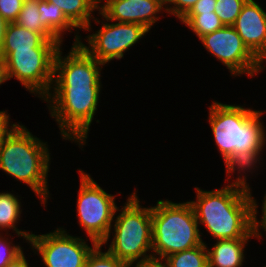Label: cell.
Here are the masks:
<instances>
[{
    "label": "cell",
    "mask_w": 266,
    "mask_h": 267,
    "mask_svg": "<svg viewBox=\"0 0 266 267\" xmlns=\"http://www.w3.org/2000/svg\"><path fill=\"white\" fill-rule=\"evenodd\" d=\"M25 258L26 257L22 251L17 257L10 261L6 267H31Z\"/></svg>",
    "instance_id": "31"
},
{
    "label": "cell",
    "mask_w": 266,
    "mask_h": 267,
    "mask_svg": "<svg viewBox=\"0 0 266 267\" xmlns=\"http://www.w3.org/2000/svg\"><path fill=\"white\" fill-rule=\"evenodd\" d=\"M59 48L12 51L5 59L7 80L15 77L30 93L42 100L51 92L54 59Z\"/></svg>",
    "instance_id": "8"
},
{
    "label": "cell",
    "mask_w": 266,
    "mask_h": 267,
    "mask_svg": "<svg viewBox=\"0 0 266 267\" xmlns=\"http://www.w3.org/2000/svg\"><path fill=\"white\" fill-rule=\"evenodd\" d=\"M32 32L40 33L46 40H58L40 19L39 0H24L23 7L14 22Z\"/></svg>",
    "instance_id": "19"
},
{
    "label": "cell",
    "mask_w": 266,
    "mask_h": 267,
    "mask_svg": "<svg viewBox=\"0 0 266 267\" xmlns=\"http://www.w3.org/2000/svg\"><path fill=\"white\" fill-rule=\"evenodd\" d=\"M262 216H261V220H257V208H258V204L256 202V232H257V238L260 239L262 237L261 232H259L262 228V230H264L266 232V194L264 196V200L262 201Z\"/></svg>",
    "instance_id": "29"
},
{
    "label": "cell",
    "mask_w": 266,
    "mask_h": 267,
    "mask_svg": "<svg viewBox=\"0 0 266 267\" xmlns=\"http://www.w3.org/2000/svg\"><path fill=\"white\" fill-rule=\"evenodd\" d=\"M217 0H199L187 14H203L215 12Z\"/></svg>",
    "instance_id": "28"
},
{
    "label": "cell",
    "mask_w": 266,
    "mask_h": 267,
    "mask_svg": "<svg viewBox=\"0 0 266 267\" xmlns=\"http://www.w3.org/2000/svg\"><path fill=\"white\" fill-rule=\"evenodd\" d=\"M239 174L222 189L205 191L195 187L197 199L189 201L198 224H204L216 240L257 237L256 200L251 196L246 175Z\"/></svg>",
    "instance_id": "3"
},
{
    "label": "cell",
    "mask_w": 266,
    "mask_h": 267,
    "mask_svg": "<svg viewBox=\"0 0 266 267\" xmlns=\"http://www.w3.org/2000/svg\"><path fill=\"white\" fill-rule=\"evenodd\" d=\"M102 245L97 244L89 253L84 267H128L124 261L118 260L110 252H102Z\"/></svg>",
    "instance_id": "23"
},
{
    "label": "cell",
    "mask_w": 266,
    "mask_h": 267,
    "mask_svg": "<svg viewBox=\"0 0 266 267\" xmlns=\"http://www.w3.org/2000/svg\"><path fill=\"white\" fill-rule=\"evenodd\" d=\"M28 243L41 256L45 267H84L96 246L91 248L84 239L69 235L61 227L47 234H32Z\"/></svg>",
    "instance_id": "11"
},
{
    "label": "cell",
    "mask_w": 266,
    "mask_h": 267,
    "mask_svg": "<svg viewBox=\"0 0 266 267\" xmlns=\"http://www.w3.org/2000/svg\"><path fill=\"white\" fill-rule=\"evenodd\" d=\"M153 258L192 249L203 243L194 209L189 201L158 200L151 207ZM155 252V253H154ZM158 255V256H157Z\"/></svg>",
    "instance_id": "5"
},
{
    "label": "cell",
    "mask_w": 266,
    "mask_h": 267,
    "mask_svg": "<svg viewBox=\"0 0 266 267\" xmlns=\"http://www.w3.org/2000/svg\"><path fill=\"white\" fill-rule=\"evenodd\" d=\"M59 40H46L40 33L32 32L16 23H9L0 56L5 59L12 51L32 48H60Z\"/></svg>",
    "instance_id": "14"
},
{
    "label": "cell",
    "mask_w": 266,
    "mask_h": 267,
    "mask_svg": "<svg viewBox=\"0 0 266 267\" xmlns=\"http://www.w3.org/2000/svg\"><path fill=\"white\" fill-rule=\"evenodd\" d=\"M101 3L99 0L98 11L109 21L137 23L148 30L159 20V12L166 8L157 0H104V4Z\"/></svg>",
    "instance_id": "12"
},
{
    "label": "cell",
    "mask_w": 266,
    "mask_h": 267,
    "mask_svg": "<svg viewBox=\"0 0 266 267\" xmlns=\"http://www.w3.org/2000/svg\"><path fill=\"white\" fill-rule=\"evenodd\" d=\"M247 0H217L215 14L224 26H233Z\"/></svg>",
    "instance_id": "22"
},
{
    "label": "cell",
    "mask_w": 266,
    "mask_h": 267,
    "mask_svg": "<svg viewBox=\"0 0 266 267\" xmlns=\"http://www.w3.org/2000/svg\"><path fill=\"white\" fill-rule=\"evenodd\" d=\"M181 22L189 27L200 39L206 34L213 33L224 27V24L215 14L207 12L203 14H186Z\"/></svg>",
    "instance_id": "21"
},
{
    "label": "cell",
    "mask_w": 266,
    "mask_h": 267,
    "mask_svg": "<svg viewBox=\"0 0 266 267\" xmlns=\"http://www.w3.org/2000/svg\"><path fill=\"white\" fill-rule=\"evenodd\" d=\"M135 264V266H134ZM167 267L166 263L162 259L151 258L146 261H140L128 264V267Z\"/></svg>",
    "instance_id": "30"
},
{
    "label": "cell",
    "mask_w": 266,
    "mask_h": 267,
    "mask_svg": "<svg viewBox=\"0 0 266 267\" xmlns=\"http://www.w3.org/2000/svg\"><path fill=\"white\" fill-rule=\"evenodd\" d=\"M262 115L260 110L216 101L209 107L208 122L230 179L232 172L238 170L245 174L260 163L259 155L266 141L265 127L260 121Z\"/></svg>",
    "instance_id": "2"
},
{
    "label": "cell",
    "mask_w": 266,
    "mask_h": 267,
    "mask_svg": "<svg viewBox=\"0 0 266 267\" xmlns=\"http://www.w3.org/2000/svg\"><path fill=\"white\" fill-rule=\"evenodd\" d=\"M249 239H218L208 252V267H241Z\"/></svg>",
    "instance_id": "15"
},
{
    "label": "cell",
    "mask_w": 266,
    "mask_h": 267,
    "mask_svg": "<svg viewBox=\"0 0 266 267\" xmlns=\"http://www.w3.org/2000/svg\"><path fill=\"white\" fill-rule=\"evenodd\" d=\"M80 188L77 199L79 226L85 230L92 245L101 244L112 230L117 204L115 196L102 189L91 176L79 169Z\"/></svg>",
    "instance_id": "7"
},
{
    "label": "cell",
    "mask_w": 266,
    "mask_h": 267,
    "mask_svg": "<svg viewBox=\"0 0 266 267\" xmlns=\"http://www.w3.org/2000/svg\"><path fill=\"white\" fill-rule=\"evenodd\" d=\"M157 1H160L163 5H165V7H166L167 2H168V0H157Z\"/></svg>",
    "instance_id": "34"
},
{
    "label": "cell",
    "mask_w": 266,
    "mask_h": 267,
    "mask_svg": "<svg viewBox=\"0 0 266 267\" xmlns=\"http://www.w3.org/2000/svg\"><path fill=\"white\" fill-rule=\"evenodd\" d=\"M139 200L134 192L128 197L122 209L119 210L117 207L116 211L121 212L113 220L114 232L110 231L101 243L102 246L107 244L113 233V240L107 251L127 264L153 258L151 207H142ZM150 250L151 253L146 254Z\"/></svg>",
    "instance_id": "6"
},
{
    "label": "cell",
    "mask_w": 266,
    "mask_h": 267,
    "mask_svg": "<svg viewBox=\"0 0 266 267\" xmlns=\"http://www.w3.org/2000/svg\"><path fill=\"white\" fill-rule=\"evenodd\" d=\"M22 251L21 246L12 244L0 234V267H6Z\"/></svg>",
    "instance_id": "24"
},
{
    "label": "cell",
    "mask_w": 266,
    "mask_h": 267,
    "mask_svg": "<svg viewBox=\"0 0 266 267\" xmlns=\"http://www.w3.org/2000/svg\"><path fill=\"white\" fill-rule=\"evenodd\" d=\"M23 3L24 0H0V14L8 23H14Z\"/></svg>",
    "instance_id": "25"
},
{
    "label": "cell",
    "mask_w": 266,
    "mask_h": 267,
    "mask_svg": "<svg viewBox=\"0 0 266 267\" xmlns=\"http://www.w3.org/2000/svg\"><path fill=\"white\" fill-rule=\"evenodd\" d=\"M207 248L203 242L192 249L171 254L164 261L167 267H208Z\"/></svg>",
    "instance_id": "20"
},
{
    "label": "cell",
    "mask_w": 266,
    "mask_h": 267,
    "mask_svg": "<svg viewBox=\"0 0 266 267\" xmlns=\"http://www.w3.org/2000/svg\"><path fill=\"white\" fill-rule=\"evenodd\" d=\"M7 81V75H6V68H5V61L0 56V85Z\"/></svg>",
    "instance_id": "33"
},
{
    "label": "cell",
    "mask_w": 266,
    "mask_h": 267,
    "mask_svg": "<svg viewBox=\"0 0 266 267\" xmlns=\"http://www.w3.org/2000/svg\"><path fill=\"white\" fill-rule=\"evenodd\" d=\"M48 145L18 124L0 147V169L27 184L44 206L49 198Z\"/></svg>",
    "instance_id": "4"
},
{
    "label": "cell",
    "mask_w": 266,
    "mask_h": 267,
    "mask_svg": "<svg viewBox=\"0 0 266 267\" xmlns=\"http://www.w3.org/2000/svg\"><path fill=\"white\" fill-rule=\"evenodd\" d=\"M18 196L7 192L0 193V230L12 229L15 234L21 238V236L29 242L30 236L32 235L25 230H19L16 227V223L21 220V202ZM20 218V219H19Z\"/></svg>",
    "instance_id": "17"
},
{
    "label": "cell",
    "mask_w": 266,
    "mask_h": 267,
    "mask_svg": "<svg viewBox=\"0 0 266 267\" xmlns=\"http://www.w3.org/2000/svg\"><path fill=\"white\" fill-rule=\"evenodd\" d=\"M99 13L107 22H102L95 34L86 36L89 45L86 46L81 42L79 35H75L73 44H79L89 55L104 65L111 60L123 58L127 49L149 32L146 27L137 23H110L100 11Z\"/></svg>",
    "instance_id": "9"
},
{
    "label": "cell",
    "mask_w": 266,
    "mask_h": 267,
    "mask_svg": "<svg viewBox=\"0 0 266 267\" xmlns=\"http://www.w3.org/2000/svg\"><path fill=\"white\" fill-rule=\"evenodd\" d=\"M199 40L233 76L247 74L252 77L265 69L264 63L247 48L233 26H224L213 33L204 35Z\"/></svg>",
    "instance_id": "10"
},
{
    "label": "cell",
    "mask_w": 266,
    "mask_h": 267,
    "mask_svg": "<svg viewBox=\"0 0 266 267\" xmlns=\"http://www.w3.org/2000/svg\"><path fill=\"white\" fill-rule=\"evenodd\" d=\"M64 57L60 47L54 59L52 91L43 99L50 103L51 117L59 125L62 138L86 144L101 90L103 63L89 55L79 44H72ZM56 76V77H55Z\"/></svg>",
    "instance_id": "1"
},
{
    "label": "cell",
    "mask_w": 266,
    "mask_h": 267,
    "mask_svg": "<svg viewBox=\"0 0 266 267\" xmlns=\"http://www.w3.org/2000/svg\"><path fill=\"white\" fill-rule=\"evenodd\" d=\"M233 27L247 48L266 64V12L254 0H247Z\"/></svg>",
    "instance_id": "13"
},
{
    "label": "cell",
    "mask_w": 266,
    "mask_h": 267,
    "mask_svg": "<svg viewBox=\"0 0 266 267\" xmlns=\"http://www.w3.org/2000/svg\"><path fill=\"white\" fill-rule=\"evenodd\" d=\"M7 111H0V147L6 137L13 131V129L19 124L14 123L10 125L9 115Z\"/></svg>",
    "instance_id": "27"
},
{
    "label": "cell",
    "mask_w": 266,
    "mask_h": 267,
    "mask_svg": "<svg viewBox=\"0 0 266 267\" xmlns=\"http://www.w3.org/2000/svg\"><path fill=\"white\" fill-rule=\"evenodd\" d=\"M39 12L42 24L62 43L63 32L70 31L75 26L65 17L60 8L51 2L39 0Z\"/></svg>",
    "instance_id": "18"
},
{
    "label": "cell",
    "mask_w": 266,
    "mask_h": 267,
    "mask_svg": "<svg viewBox=\"0 0 266 267\" xmlns=\"http://www.w3.org/2000/svg\"><path fill=\"white\" fill-rule=\"evenodd\" d=\"M60 8L65 17L76 27L91 31V19L100 23L92 13L99 10V0H45Z\"/></svg>",
    "instance_id": "16"
},
{
    "label": "cell",
    "mask_w": 266,
    "mask_h": 267,
    "mask_svg": "<svg viewBox=\"0 0 266 267\" xmlns=\"http://www.w3.org/2000/svg\"><path fill=\"white\" fill-rule=\"evenodd\" d=\"M8 24L9 23L0 14V51L3 46L4 36H5Z\"/></svg>",
    "instance_id": "32"
},
{
    "label": "cell",
    "mask_w": 266,
    "mask_h": 267,
    "mask_svg": "<svg viewBox=\"0 0 266 267\" xmlns=\"http://www.w3.org/2000/svg\"><path fill=\"white\" fill-rule=\"evenodd\" d=\"M198 1L199 0H168L165 10L167 13L173 14L181 20Z\"/></svg>",
    "instance_id": "26"
}]
</instances>
